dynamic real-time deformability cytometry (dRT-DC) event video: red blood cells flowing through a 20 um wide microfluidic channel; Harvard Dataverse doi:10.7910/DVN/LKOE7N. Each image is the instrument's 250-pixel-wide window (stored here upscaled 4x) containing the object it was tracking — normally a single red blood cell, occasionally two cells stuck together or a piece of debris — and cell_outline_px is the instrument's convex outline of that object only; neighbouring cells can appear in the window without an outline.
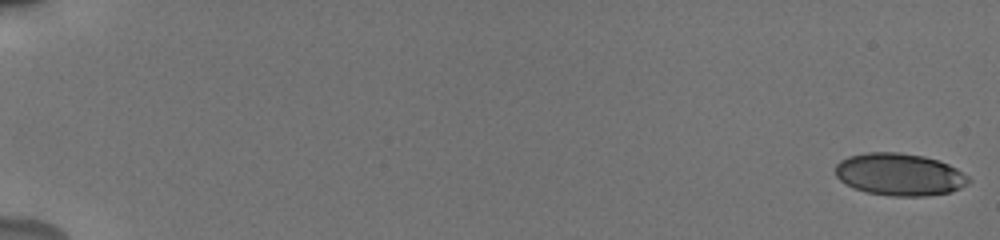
{"species": "human", "species_latin": "Homo sapiens", "temperature_condition": "cold", "stored_images_in_passage": 56, "camera_frame_rate_fps": 3000, "um_per_image_px": 0.085, "donor": {"sex": "male"}, "frame": {"image": 1, "passage_image": 1, "time_ms": 0.0, "image_size_px": [1000, 240], "cell_outline_px": [[972, 180], [968, 184], [952, 192], [928, 196], [892, 196], [868, 192], [856, 188], [840, 180], [836, 176], [836, 164], [840, 160], [848, 156], [864, 152], [900, 152], [924, 156], [940, 160], [956, 168], [968, 176]], "centroid_in_image_um": [76.49, 14.82], "position_along_channel_um": 8.5, "area_um2": 33.0}}
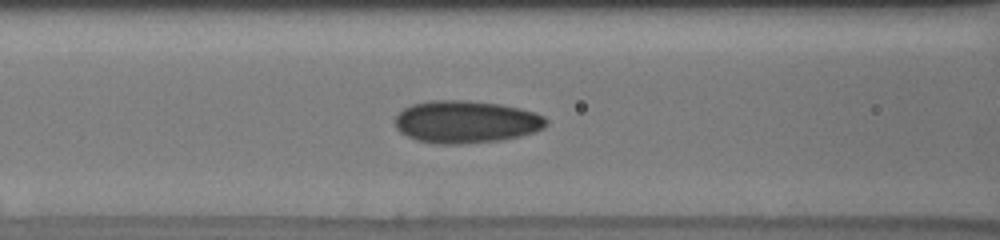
{"frame": {"image": 2, "passage_image": 26, "time_ms": 8.333, "image_size_px": [1000, 240], "cell_outline_px": [[548, 124], [544, 128], [536, 132], [520, 136], [500, 140], [460, 144], [436, 144], [416, 140], [400, 132], [396, 128], [396, 116], [404, 108], [412, 104], [428, 100], [464, 100], [500, 104], [520, 108], [536, 112], [544, 116], [548, 120]], "centroid_in_image_um": [39.64, 10.35], "position_along_channel_um": 127.0, "area_um2": 37.63}}
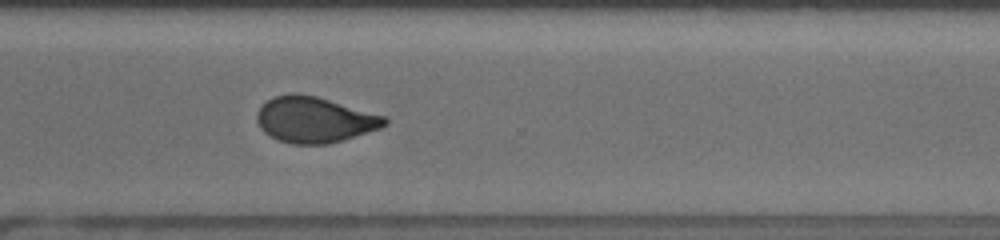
{"frame": {"image": 3, "passage_image": 43, "time_ms": 14.0, "image_size_px": [1000, 240], "cell_outline_px": [[388, 124], [380, 128], [328, 144], [292, 144], [276, 140], [268, 136], [260, 128], [256, 120], [256, 112], [272, 96], [288, 92], [296, 92], [316, 96], [388, 116]], "centroid_in_image_um": [26.71, 10.16], "position_along_channel_um": 343.9, "area_um2": 34.51}, "authors_computed_cell_mechanics": {"area_um2": 34.1887, "velocity_mm_per_s": 3.8319, "shape_relaxation_time_tau1_ms": 7.4431, "shape_relaxation_time_tau2_ms": 1.7564, "deformation_change_tau1": 0.1531, "deformation_change_tau2": 0.0702}}